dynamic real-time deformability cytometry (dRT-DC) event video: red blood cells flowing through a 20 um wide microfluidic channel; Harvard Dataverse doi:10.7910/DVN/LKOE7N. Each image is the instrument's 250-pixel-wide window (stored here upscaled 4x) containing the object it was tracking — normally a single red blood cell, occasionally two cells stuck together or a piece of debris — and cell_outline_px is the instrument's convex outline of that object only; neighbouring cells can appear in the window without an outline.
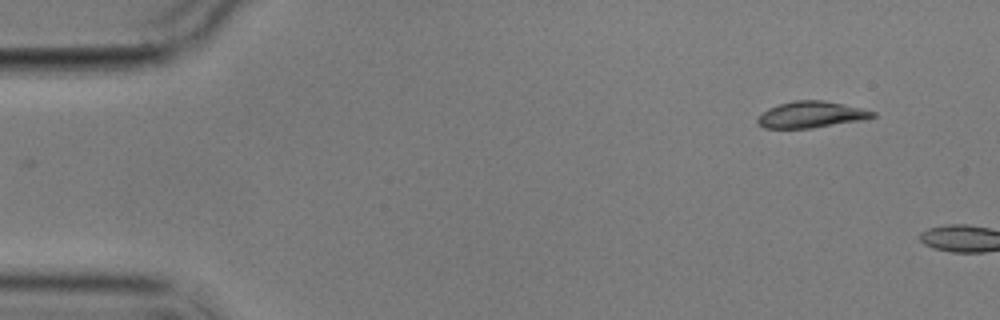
{"species": "common noctule bat (a hibernating species)", "species_latin": "Nyctalus noctula", "temperature_condition": "cold", "stored_images_in_passage": 2, "camera_frame_rate_fps": 3000, "um_per_image_px": 0.085, "animal": {"sex": "male", "body_mass_g": 17.9}, "frame": {"image": 1, "passage_image": 1, "time_ms": 0.0, "image_size_px": [1000, 320], "cell_outline_px": [[876, 116], [864, 120], [812, 128], [764, 128], [756, 120], [768, 108], [780, 104], [796, 100], [824, 100], [860, 108], [876, 112]], "centroid_in_image_um": [68.98, 9.74], "position_along_channel_um": 16.0, "area_um2": 17.51}}